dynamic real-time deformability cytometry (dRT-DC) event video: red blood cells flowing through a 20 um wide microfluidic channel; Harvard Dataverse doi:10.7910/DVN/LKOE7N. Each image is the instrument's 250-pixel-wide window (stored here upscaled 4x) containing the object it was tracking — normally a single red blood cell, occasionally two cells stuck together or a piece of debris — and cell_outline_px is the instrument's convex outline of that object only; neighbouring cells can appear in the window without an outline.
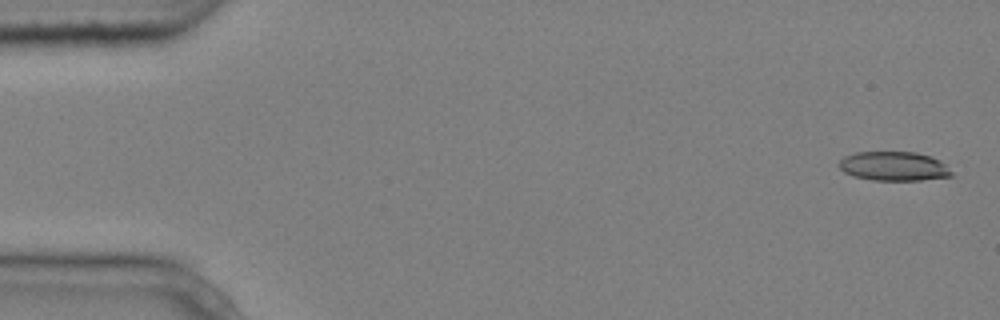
{"species": "common noctule bat (a hibernating species)", "species_latin": "Nyctalus noctula", "temperature_condition": "cold", "stored_images_in_passage": 6, "camera_frame_rate_fps": 3000, "um_per_image_px": 0.085, "animal": {"sex": "male", "body_mass_g": 20.4}, "frame": {"image": 1, "passage_image": 1, "time_ms": 0.0, "image_size_px": [1000, 320], "cell_outline_px": [[952, 176], [920, 180], [872, 180], [852, 176], [844, 172], [836, 164], [844, 156], [856, 152], [916, 152], [940, 160], [952, 172]], "centroid_in_image_um": [75.92, 14.13], "position_along_channel_um": 9.1, "area_um2": 19.13}}
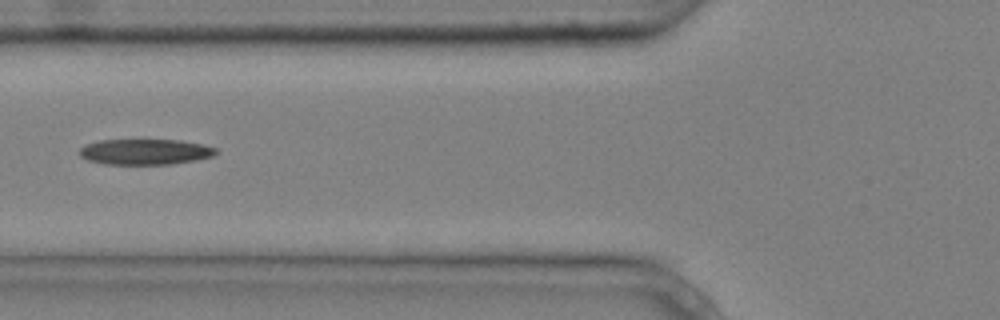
{"frame": {"image": 2, "passage_image": 6, "time_ms": 1.667, "image_size_px": [1000, 320], "cell_outline_px": [[220, 152], [212, 156], [196, 160], [172, 164], [104, 164], [88, 160], [80, 156], [80, 148], [84, 144], [100, 140], [180, 140], [204, 144], [216, 148]], "centroid_in_image_um": [12.36, 12.9], "position_along_channel_um": 113.4, "area_um2": 20.52}}